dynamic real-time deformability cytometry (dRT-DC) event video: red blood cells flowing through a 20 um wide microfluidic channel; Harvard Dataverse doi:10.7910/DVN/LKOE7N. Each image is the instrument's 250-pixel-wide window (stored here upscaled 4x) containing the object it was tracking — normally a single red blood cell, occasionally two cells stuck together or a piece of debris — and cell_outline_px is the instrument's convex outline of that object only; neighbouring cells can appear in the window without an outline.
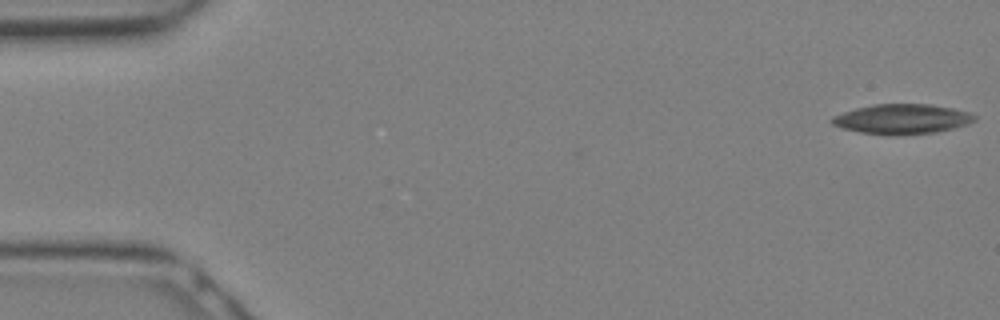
{"species": "Egyptian fruit bat (a non-hibernating species)", "species_latin": "Rousettus aegyptiacus", "temperature_condition": "warm", "stored_images_in_passage": 20, "camera_frame_rate_fps": 3000, "um_per_image_px": 0.085, "animal": {"sex": "female"}, "frame": {"image": 1, "passage_image": 1, "time_ms": 0.0, "image_size_px": [1000, 320], "cell_outline_px": [[976, 120], [968, 124], [936, 132], [900, 136], [888, 136], [860, 132], [844, 128], [832, 124], [828, 120], [832, 116], [856, 108], [872, 104], [928, 104], [952, 108], [972, 112], [976, 116]], "centroid_in_image_um": [76.67, 10.13], "position_along_channel_um": 8.3, "area_um2": 25.14}}
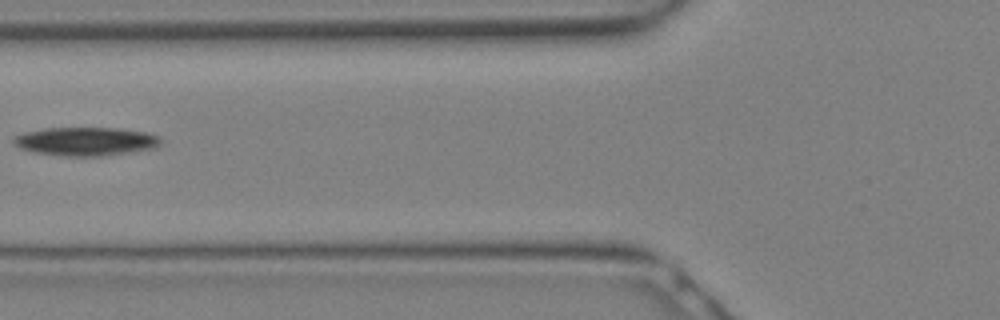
{"frame": {"image": 2, "passage_image": 12, "time_ms": 3.667, "image_size_px": [1000, 320], "cell_outline_px": [[160, 144], [156, 148], [132, 152], [100, 156], [64, 156], [36, 152], [20, 148], [12, 144], [12, 136], [24, 132], [44, 128], [116, 128], [144, 132], [160, 136]], "centroid_in_image_um": [7.26, 12.02], "position_along_channel_um": 118.5, "area_um2": 24.57}}
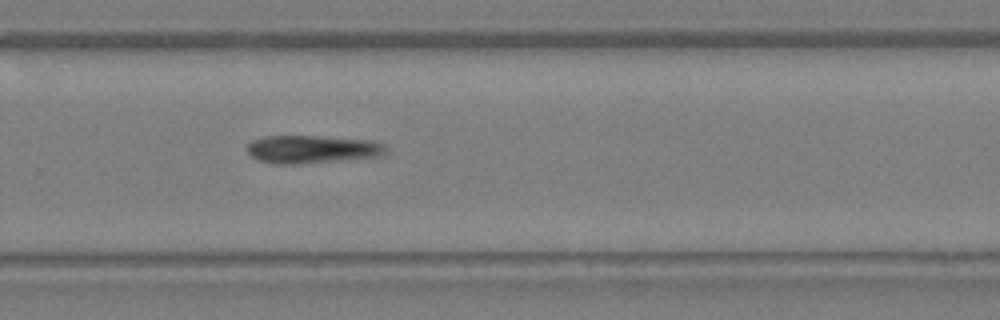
{"frame": {"image": 3, "passage_image": 20, "time_ms": 6.333, "image_size_px": [1000, 320], "cell_outline_px": [[388, 152], [384, 156], [296, 164], [276, 164], [260, 160], [252, 156], [248, 152], [248, 144], [252, 140], [264, 136], [316, 136], [372, 140], [384, 144], [388, 148]], "centroid_in_image_um": [26.59, 12.68], "position_along_channel_um": 303.2, "area_um2": 22.66}}